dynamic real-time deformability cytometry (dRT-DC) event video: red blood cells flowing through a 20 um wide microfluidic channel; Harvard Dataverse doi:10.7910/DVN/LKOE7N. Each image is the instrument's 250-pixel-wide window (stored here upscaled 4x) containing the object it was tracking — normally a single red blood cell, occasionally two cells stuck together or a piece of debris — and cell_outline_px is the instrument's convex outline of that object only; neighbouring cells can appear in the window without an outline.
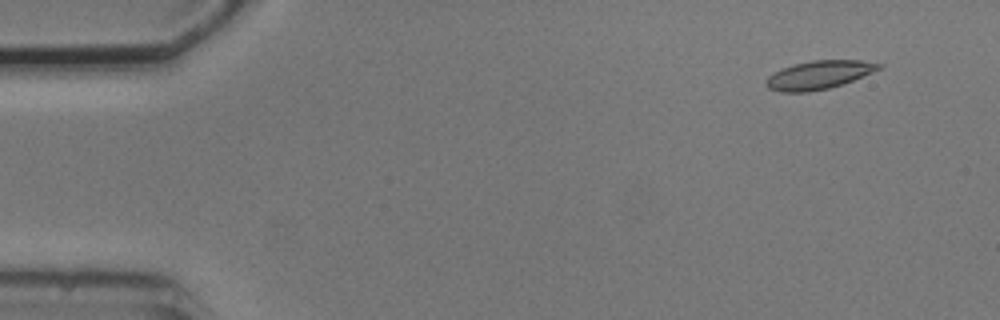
{"species": "common noctule bat (a hibernating species)", "species_latin": "Nyctalus noctula", "temperature_condition": "cold", "stored_images_in_passage": 5, "camera_frame_rate_fps": 3000, "um_per_image_px": 0.085, "animal": {"sex": "male", "body_mass_g": 20.5, "forearm_length_mm": 52.5}, "frame": {"image": 1, "passage_image": 2, "time_ms": 1.333, "image_size_px": [1000, 320], "cell_outline_px": [[884, 64], [880, 68], [872, 72], [852, 80], [828, 88], [808, 92], [780, 92], [768, 88], [764, 84], [764, 80], [768, 76], [784, 68], [796, 64], [812, 60], [860, 60]], "centroid_in_image_um": [69.57, 6.37], "position_along_channel_um": 15.4, "area_um2": 18.38}}